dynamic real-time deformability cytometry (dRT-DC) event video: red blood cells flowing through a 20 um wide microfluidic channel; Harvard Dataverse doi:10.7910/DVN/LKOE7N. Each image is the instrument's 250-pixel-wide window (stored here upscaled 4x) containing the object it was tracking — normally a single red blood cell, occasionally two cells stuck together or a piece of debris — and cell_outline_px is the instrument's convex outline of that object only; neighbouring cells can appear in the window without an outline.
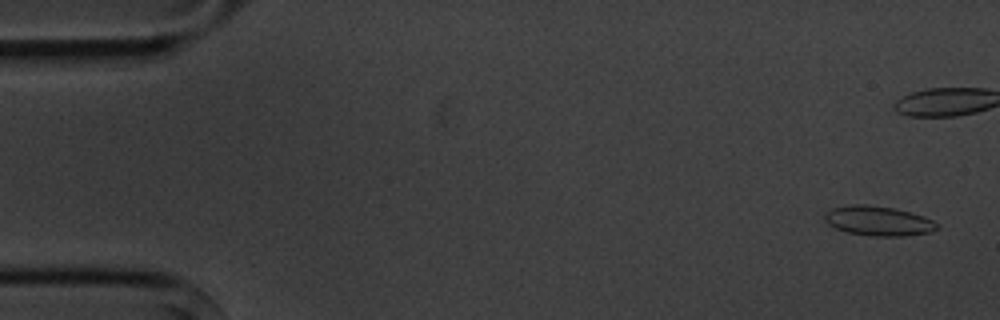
{"species": "common noctule bat (a hibernating species)", "species_latin": "Nyctalus noctula", "temperature_condition": "cold", "stored_images_in_passage": 8, "camera_frame_rate_fps": 3000, "um_per_image_px": 0.085, "animal": {"sex": "male", "body_mass_g": 20.1, "forearm_length_mm": 53.5}, "frame": {"image": 1, "passage_image": 1, "time_ms": 0.0, "image_size_px": [1000, 320], "cell_outline_px": [[940, 228], [932, 232], [904, 236], [872, 236], [848, 232], [836, 228], [828, 224], [824, 220], [824, 216], [832, 208], [852, 204], [864, 204], [896, 208], [924, 216], [932, 220]], "centroid_in_image_um": [74.68, 18.78], "position_along_channel_um": 10.3, "area_um2": 19.42}}
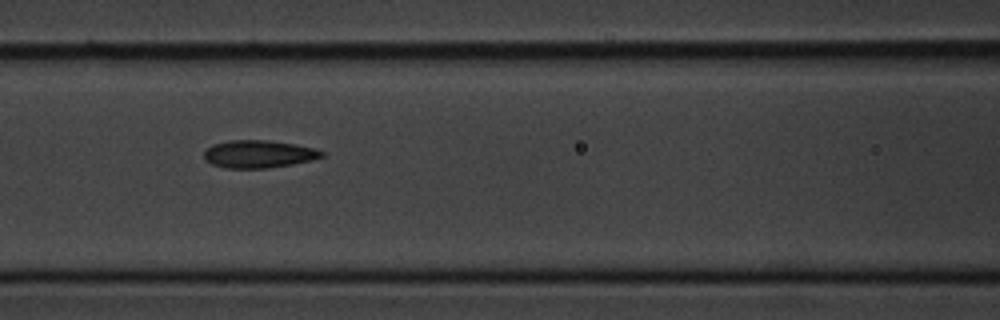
{"frame": {"image": 2, "passage_image": 7, "time_ms": 8.0, "image_size_px": [1000, 320], "cell_outline_px": [[324, 156], [312, 160], [292, 164], [268, 168], [224, 168], [212, 164], [204, 160], [204, 152], [212, 144], [228, 140], [268, 140], [316, 148], [324, 152]], "centroid_in_image_um": [21.97, 13.09], "position_along_channel_um": 144.6, "area_um2": 19.02}}
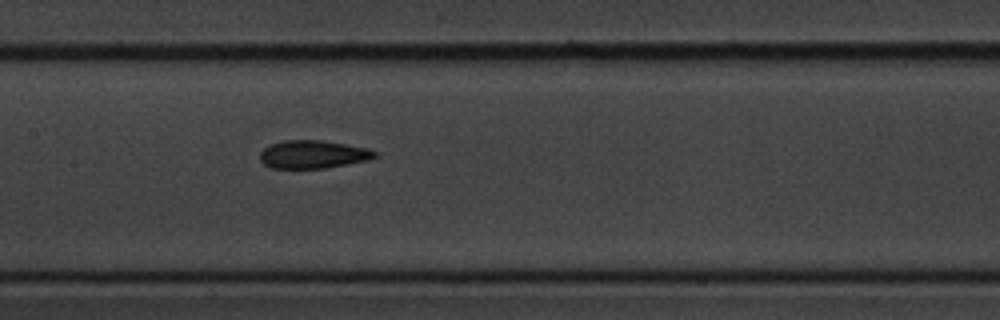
{"frame": {"image": 3, "passage_image": 8, "time_ms": 9.0, "image_size_px": [1000, 320], "cell_outline_px": [[380, 156], [368, 160], [324, 168], [272, 168], [264, 164], [260, 160], [260, 152], [268, 144], [284, 140], [320, 140], [368, 148], [376, 152]], "centroid_in_image_um": [26.59, 13.12], "position_along_channel_um": 180.8, "area_um2": 18.79}}